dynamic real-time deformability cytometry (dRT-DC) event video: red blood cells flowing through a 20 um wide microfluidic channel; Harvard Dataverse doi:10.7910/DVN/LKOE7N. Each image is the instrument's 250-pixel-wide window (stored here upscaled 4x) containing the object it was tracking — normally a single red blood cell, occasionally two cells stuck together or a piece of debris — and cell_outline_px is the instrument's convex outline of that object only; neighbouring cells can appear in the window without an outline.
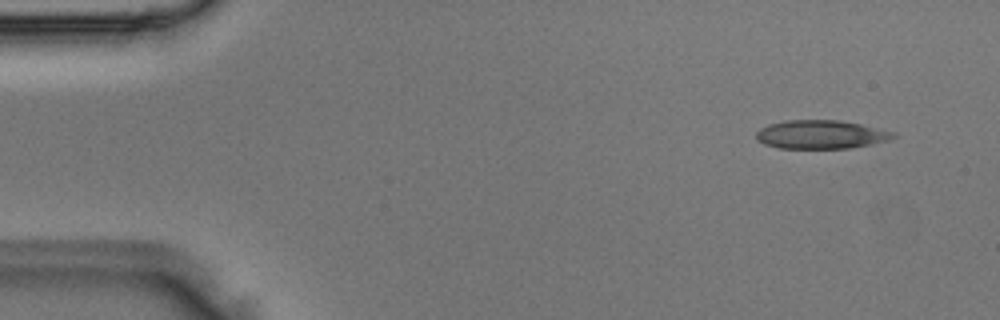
{"species": "Egyptian fruit bat (a non-hibernating species)", "species_latin": "Rousettus aegyptiacus", "temperature_condition": "room temperature", "stored_images_in_passage": 3, "camera_frame_rate_fps": 3000, "um_per_image_px": 0.085, "animal": {"sex": "male"}, "frame": {"image": 1, "passage_image": 1, "time_ms": 0.0, "image_size_px": [1000, 320], "cell_outline_px": [[896, 136], [888, 140], [848, 148], [780, 148], [764, 144], [756, 140], [756, 132], [760, 128], [768, 124], [788, 120], [840, 120], [860, 124], [896, 132]], "centroid_in_image_um": [69.74, 11.42], "position_along_channel_um": 15.3, "area_um2": 22.72}}